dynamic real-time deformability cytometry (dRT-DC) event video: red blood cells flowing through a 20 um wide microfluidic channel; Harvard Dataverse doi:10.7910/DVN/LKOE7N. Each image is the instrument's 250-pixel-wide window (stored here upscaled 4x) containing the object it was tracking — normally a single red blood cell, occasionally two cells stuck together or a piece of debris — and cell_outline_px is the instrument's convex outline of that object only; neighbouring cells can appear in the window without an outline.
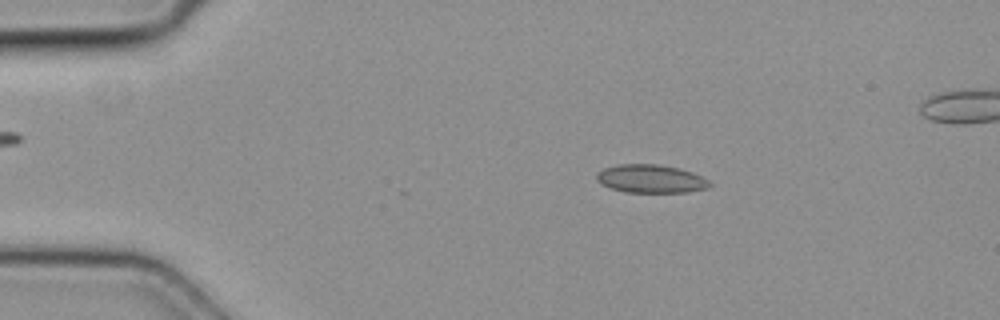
{"species": "common noctule bat (a hibernating species)", "species_latin": "Nyctalus noctula", "temperature_condition": "cold", "stored_images_in_passage": 5, "camera_frame_rate_fps": 3000, "um_per_image_px": 0.085, "animal": {"sex": "female", "body_mass_g": 19.3, "forearm_length_mm": 54.1}, "frame": {"image": 1, "passage_image": 3, "time_ms": 0.667, "image_size_px": [1000, 320], "cell_outline_px": [[712, 184], [708, 188], [688, 192], [624, 192], [600, 184], [596, 180], [596, 172], [604, 168], [616, 164], [656, 164], [680, 168], [692, 172], [708, 180]], "centroid_in_image_um": [55.29, 15.19], "position_along_channel_um": 29.7, "area_um2": 18.73}}
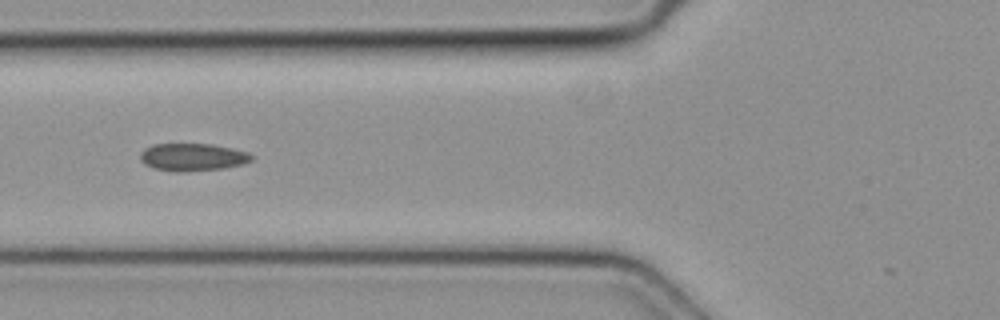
{"frame": {"image": 2, "passage_image": 5, "time_ms": 1.333, "image_size_px": [1000, 320], "cell_outline_px": [[252, 160], [244, 164], [224, 168], [184, 172], [176, 172], [152, 168], [144, 164], [140, 160], [140, 152], [144, 148], [152, 144], [212, 144], [232, 148], [248, 152], [252, 156]], "centroid_in_image_um": [16.34, 13.36], "position_along_channel_um": 109.5, "area_um2": 18.09}}